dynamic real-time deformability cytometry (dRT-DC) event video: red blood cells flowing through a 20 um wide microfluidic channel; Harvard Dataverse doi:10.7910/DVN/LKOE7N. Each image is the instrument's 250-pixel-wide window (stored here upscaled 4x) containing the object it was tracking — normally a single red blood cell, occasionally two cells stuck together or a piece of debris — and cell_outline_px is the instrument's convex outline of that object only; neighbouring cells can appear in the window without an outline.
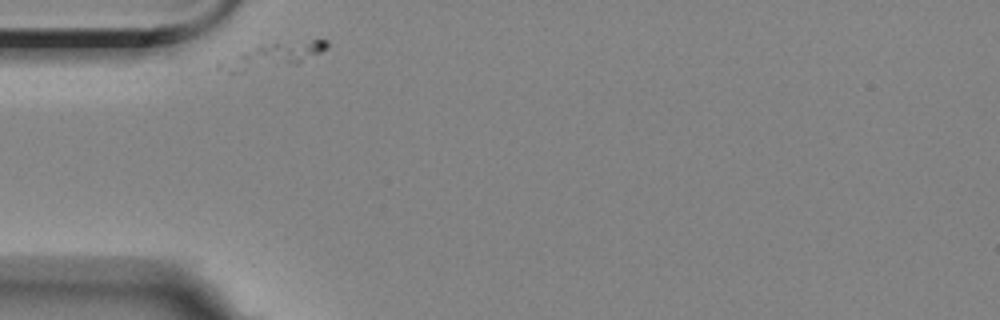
{"species": "Egyptian fruit bat (a non-hibernating species)", "species_latin": "Rousettus aegyptiacus", "temperature_condition": "room temperature", "stored_images_in_passage": 1, "camera_frame_rate_fps": 3000, "um_per_image_px": 0.085, "animal": {"sex": "female"}, "frame": {"image": 1, "passage_image": 1, "time_ms": 0.0, "image_size_px": [1000, 320], "cell_outline_px": [[328, 48], [296, 64], [244, 72], [216, 72], [216, 64], [240, 52], [272, 44], [312, 40], [328, 40]], "centroid_in_image_um": [23.12, 4.78], "position_along_channel_um": 61.9, "area_um2": 15.14}}